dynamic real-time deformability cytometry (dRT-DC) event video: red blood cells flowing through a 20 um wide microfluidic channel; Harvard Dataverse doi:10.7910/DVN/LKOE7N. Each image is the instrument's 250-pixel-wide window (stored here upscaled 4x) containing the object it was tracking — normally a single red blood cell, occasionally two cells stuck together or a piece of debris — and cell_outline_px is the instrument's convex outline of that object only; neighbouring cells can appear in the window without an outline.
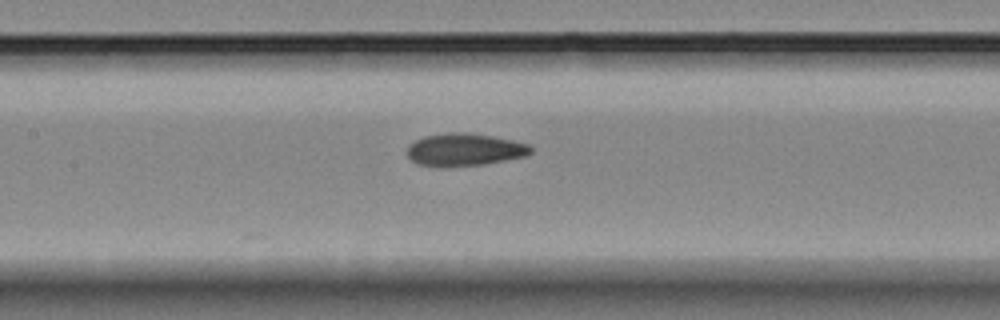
{"species": "Egyptian fruit bat (a non-hibernating species)", "species_latin": "Rousettus aegyptiacus", "temperature_condition": "room temperature", "stored_images_in_passage": 5, "camera_frame_rate_fps": 3000, "um_per_image_px": 0.085, "animal": {"sex": "female"}, "frame": {"image": 1, "passage_image": 5, "time_ms": 6.667, "image_size_px": [1000, 320], "cell_outline_px": [[532, 152], [528, 156], [484, 164], [448, 168], [440, 168], [416, 164], [408, 156], [408, 144], [424, 136], [452, 132], [468, 132], [492, 136], [512, 140], [528, 144], [532, 148]], "centroid_in_image_um": [39.47, 12.74], "position_along_channel_um": 167.9, "area_um2": 23.87}}